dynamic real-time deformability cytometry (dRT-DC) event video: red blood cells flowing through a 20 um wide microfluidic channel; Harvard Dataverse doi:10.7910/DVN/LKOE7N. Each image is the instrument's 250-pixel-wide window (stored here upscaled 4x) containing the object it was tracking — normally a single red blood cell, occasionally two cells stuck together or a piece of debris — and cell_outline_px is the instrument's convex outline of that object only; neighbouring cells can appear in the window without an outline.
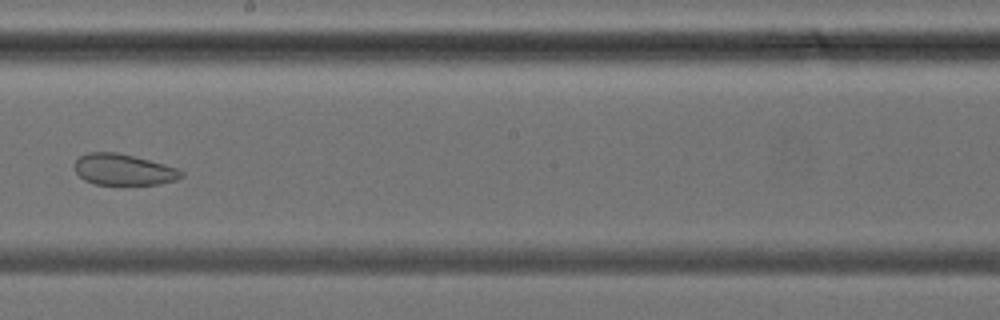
{"species": "common noctule bat (a hibernating species)", "species_latin": "Nyctalus noctula", "temperature_condition": "cold", "stored_images_in_passage": 39, "camera_frame_rate_fps": 3000, "um_per_image_px": 0.085, "animal": {"sex": "female", "body_mass_g": 24.6, "forearm_length_mm": 56.2}, "frame": {"image": 1, "passage_image": 23, "time_ms": 7.333, "image_size_px": [1000, 320], "cell_outline_px": [[184, 176], [176, 180], [160, 184], [96, 184], [84, 180], [76, 172], [76, 160], [80, 156], [88, 152], [116, 152], [148, 160], [176, 168], [184, 172]], "centroid_in_image_um": [10.51, 14.42], "position_along_channel_um": 237.7, "area_um2": 19.07}}